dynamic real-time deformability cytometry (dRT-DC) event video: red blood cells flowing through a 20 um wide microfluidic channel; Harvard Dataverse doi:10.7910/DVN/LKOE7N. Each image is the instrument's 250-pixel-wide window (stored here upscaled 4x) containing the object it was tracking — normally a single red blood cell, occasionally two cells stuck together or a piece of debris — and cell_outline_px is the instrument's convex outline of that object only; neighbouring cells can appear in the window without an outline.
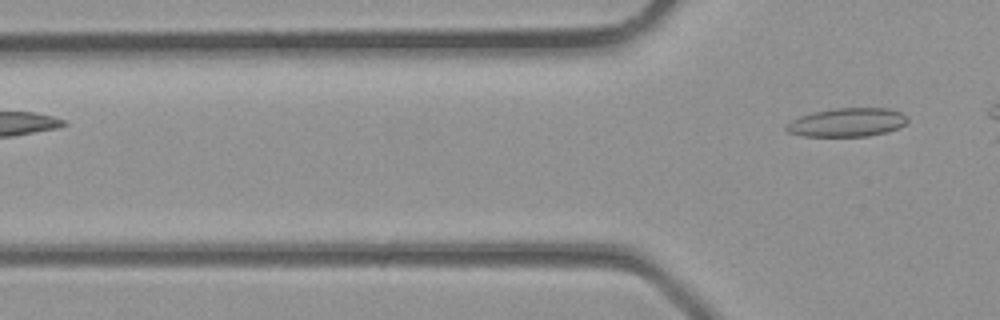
{"species": "common noctule bat (a hibernating species)", "species_latin": "Nyctalus noctula", "temperature_condition": "room temperature", "stored_images_in_passage": 3, "camera_frame_rate_fps": 3000, "um_per_image_px": 0.085, "animal": {"sex": "male", "body_mass_g": 23.1, "forearm_length_mm": 52.7}, "frame": {"image": 1, "passage_image": 3, "time_ms": 0.667, "image_size_px": [1000, 320], "cell_outline_px": [[908, 120], [904, 124], [888, 132], [868, 136], [804, 136], [788, 132], [784, 128], [792, 120], [800, 116], [812, 112], [832, 108], [888, 108], [900, 112], [908, 116]], "centroid_in_image_um": [72.01, 10.39], "position_along_channel_um": 53.8, "area_um2": 20.23}}